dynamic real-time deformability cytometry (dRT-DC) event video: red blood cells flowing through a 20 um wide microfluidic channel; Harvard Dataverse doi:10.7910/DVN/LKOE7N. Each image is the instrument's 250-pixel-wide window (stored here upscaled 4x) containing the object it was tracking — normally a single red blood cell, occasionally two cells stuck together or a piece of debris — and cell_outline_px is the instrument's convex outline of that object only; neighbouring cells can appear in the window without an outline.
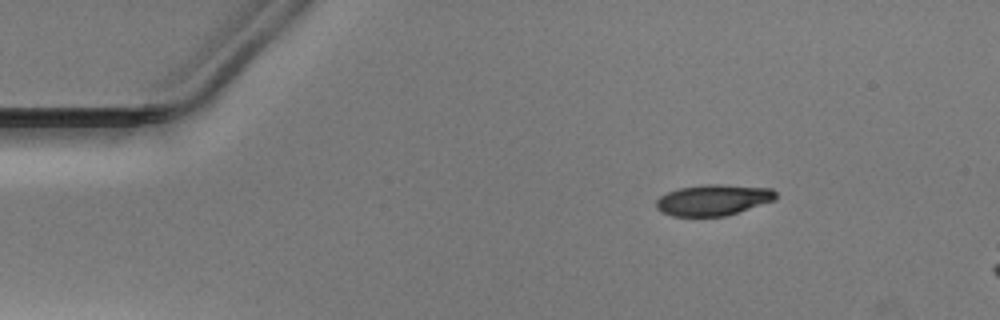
{"species": "Egyptian fruit bat (a non-hibernating species)", "species_latin": "Rousettus aegyptiacus", "temperature_condition": "warm", "stored_images_in_passage": 7, "camera_frame_rate_fps": 3000, "um_per_image_px": 0.085, "animal": {"sex": "male"}, "frame": {"image": 1, "passage_image": 1, "time_ms": 0.0, "image_size_px": [1000, 320], "cell_outline_px": [[776, 200], [728, 216], [672, 216], [660, 212], [656, 208], [656, 200], [660, 196], [668, 192], [680, 188], [704, 184], [720, 184], [772, 188], [776, 192]], "centroid_in_image_um": [60.64, 17.0], "position_along_channel_um": 24.4, "area_um2": 21.85}}